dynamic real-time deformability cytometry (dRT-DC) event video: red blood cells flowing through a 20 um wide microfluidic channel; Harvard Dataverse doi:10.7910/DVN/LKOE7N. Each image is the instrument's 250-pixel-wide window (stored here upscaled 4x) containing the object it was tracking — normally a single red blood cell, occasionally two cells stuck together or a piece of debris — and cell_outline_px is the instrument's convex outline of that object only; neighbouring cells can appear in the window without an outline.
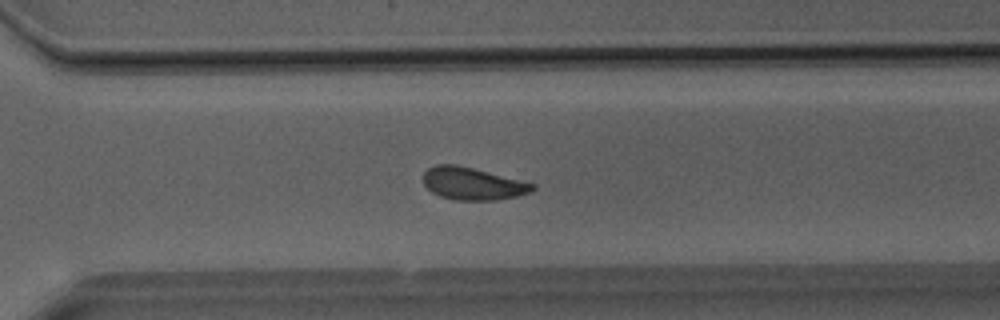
{"species": "Egyptian fruit bat (a non-hibernating species)", "species_latin": "Rousettus aegyptiacus", "temperature_condition": "room temperature", "stored_images_in_passage": 39, "camera_frame_rate_fps": 3000, "um_per_image_px": 0.085, "animal": {"sex": "male"}, "frame": {"image": 1, "passage_image": 28, "time_ms": 9.0, "image_size_px": [1000, 320], "cell_outline_px": [[536, 188], [528, 192], [516, 196], [496, 200], [452, 200], [440, 196], [432, 192], [424, 184], [424, 172], [428, 168], [436, 164], [456, 164], [536, 184]], "centroid_in_image_um": [40.15, 15.61], "position_along_channel_um": 330.5, "area_um2": 20.46}}
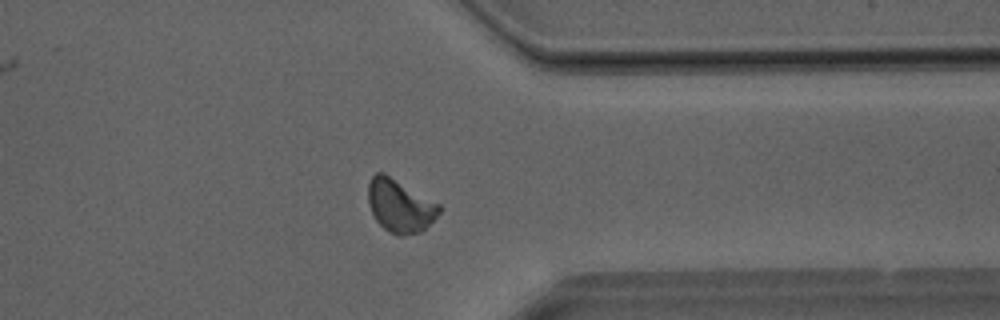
{"frame": {"image": 2, "passage_image": 31, "time_ms": 10.0, "image_size_px": [1000, 320], "cell_outline_px": [[444, 208], [420, 232], [404, 236], [400, 236], [384, 228], [376, 220], [368, 204], [368, 184], [372, 176], [376, 172], [384, 172], [440, 204]], "centroid_in_image_um": [33.99, 17.47], "position_along_channel_um": 377.4, "area_um2": 21.85}}
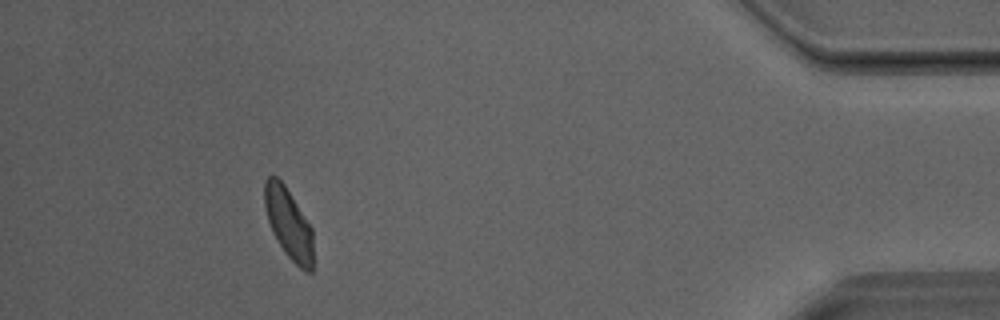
{"frame": {"image": 3, "passage_image": 36, "time_ms": 11.667, "image_size_px": [1000, 320], "cell_outline_px": [[312, 272], [304, 272], [288, 256], [272, 232], [268, 220], [264, 204], [264, 180], [268, 176], [276, 176], [284, 184], [312, 228]], "centroid_in_image_um": [24.52, 18.98], "position_along_channel_um": 410.7, "area_um2": 19.71}}